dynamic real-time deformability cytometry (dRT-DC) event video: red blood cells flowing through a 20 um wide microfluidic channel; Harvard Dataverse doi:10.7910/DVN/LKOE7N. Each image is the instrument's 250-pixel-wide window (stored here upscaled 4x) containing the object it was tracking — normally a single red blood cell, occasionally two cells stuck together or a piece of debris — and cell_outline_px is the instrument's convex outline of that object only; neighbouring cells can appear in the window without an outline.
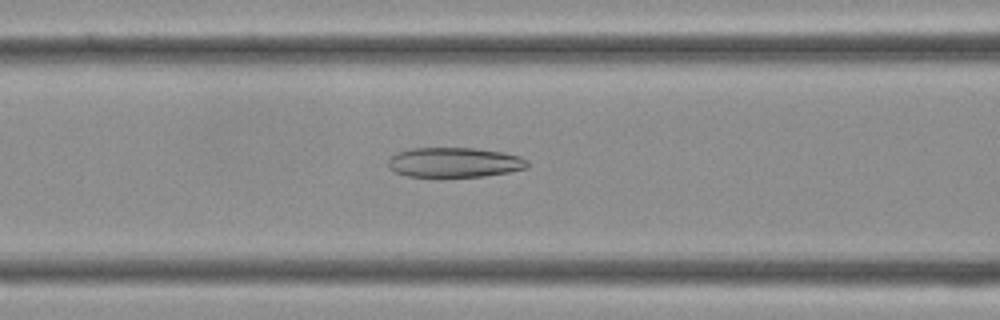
{"species": "Egyptian fruit bat (a non-hibernating species)", "species_latin": "Rousettus aegyptiacus", "temperature_condition": "cold", "stored_images_in_passage": 35, "camera_frame_rate_fps": 3000, "um_per_image_px": 0.085, "frame": {"image": 1, "passage_image": 14, "time_ms": 4.333, "image_size_px": [1000, 320], "cell_outline_px": [[528, 168], [508, 172], [484, 176], [408, 176], [396, 172], [388, 168], [388, 160], [396, 152], [412, 148], [472, 148], [504, 152], [520, 156], [528, 160]], "centroid_in_image_um": [38.64, 13.79], "position_along_channel_um": 128.0, "area_um2": 24.16}}
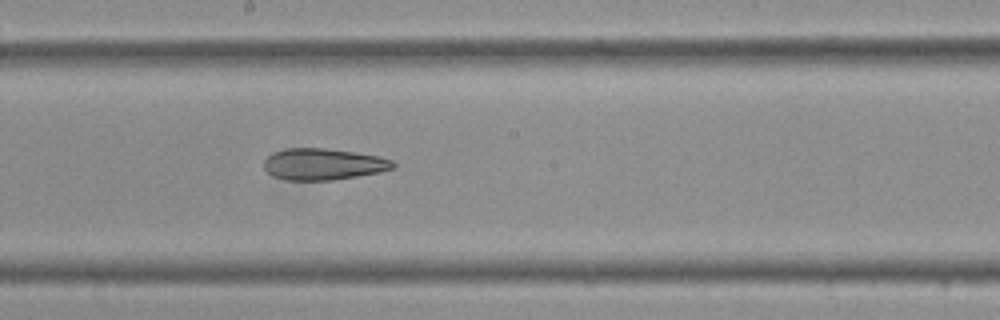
{"frame": {"image": 2, "passage_image": 19, "time_ms": 6.0, "image_size_px": [1000, 320], "cell_outline_px": [[396, 168], [380, 172], [332, 180], [284, 180], [272, 176], [264, 168], [264, 160], [268, 156], [276, 152], [288, 148], [324, 148], [380, 156], [392, 160], [396, 164]], "centroid_in_image_um": [27.49, 13.96], "position_along_channel_um": 220.7, "area_um2": 23.64}}
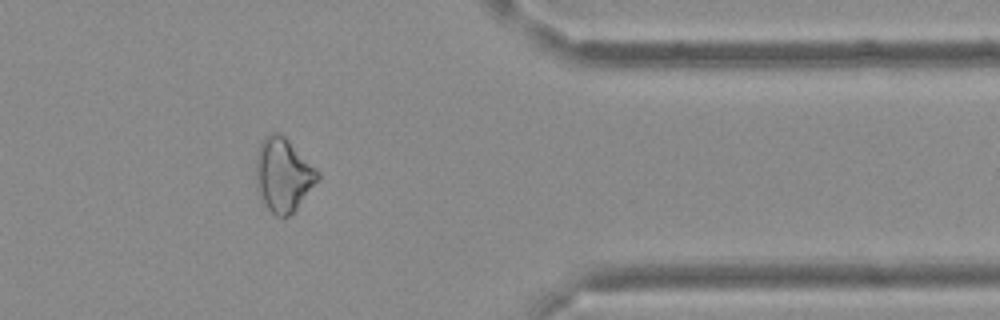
{"frame": {"image": 3, "passage_image": 29, "time_ms": 9.333, "image_size_px": [1000, 320], "cell_outline_px": [[320, 176], [296, 208], [288, 216], [276, 216], [260, 200], [256, 188], [256, 156], [260, 144], [264, 136], [272, 132], [276, 132], [284, 136], [320, 172]], "centroid_in_image_um": [24.03, 14.85], "position_along_channel_um": 387.4, "area_um2": 26.18}}